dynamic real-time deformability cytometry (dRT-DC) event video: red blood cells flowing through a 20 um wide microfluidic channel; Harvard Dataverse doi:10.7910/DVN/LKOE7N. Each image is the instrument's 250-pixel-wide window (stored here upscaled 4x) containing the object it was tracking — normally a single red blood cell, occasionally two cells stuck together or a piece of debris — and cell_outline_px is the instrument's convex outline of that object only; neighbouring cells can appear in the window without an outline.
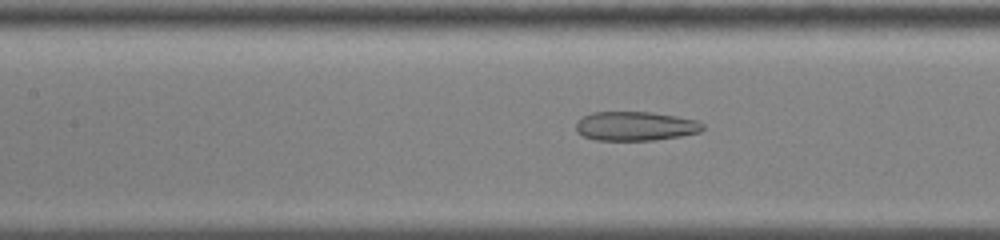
{"species": "common noctule bat (a hibernating species)", "species_latin": "Nyctalus noctula", "temperature_condition": "cold", "stored_images_in_passage": 57, "camera_frame_rate_fps": 3000, "um_per_image_px": 0.085, "animal": {"sex": "male", "body_mass_g": 13.0, "forearm_length_mm": 53.1}, "frame": {"image": 1, "passage_image": 27, "time_ms": 8.667, "image_size_px": [1000, 240], "cell_outline_px": [[704, 128], [700, 132], [680, 136], [652, 140], [596, 140], [584, 136], [576, 132], [576, 124], [584, 116], [592, 112], [652, 112], [676, 116], [696, 120], [704, 124]], "centroid_in_image_um": [54.02, 10.72], "position_along_channel_um": 153.4, "area_um2": 21.44}}
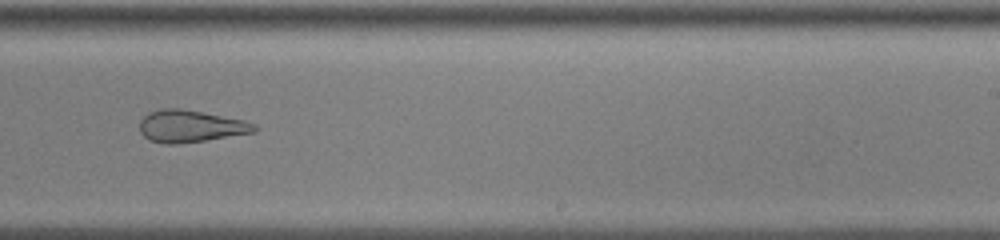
{"frame": {"image": 2, "passage_image": 37, "time_ms": 12.0, "image_size_px": [1000, 240], "cell_outline_px": [[260, 128], [256, 132], [204, 140], [176, 144], [164, 144], [148, 140], [140, 132], [140, 120], [148, 112], [160, 108], [180, 108], [244, 120], [256, 124]], "centroid_in_image_um": [16.18, 10.72], "position_along_channel_um": 272.8, "area_um2": 21.56}}
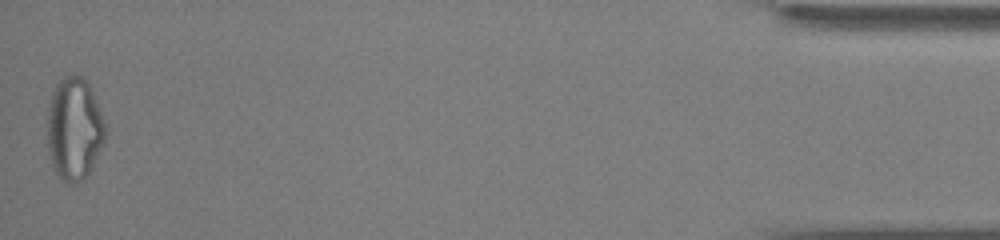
{"frame": {"image": 3, "passage_image": 57, "time_ms": 18.667, "image_size_px": [1000, 240], "cell_outline_px": [[108, 128], [104, 144], [84, 180], [72, 184], [64, 184], [60, 180], [52, 164], [48, 152], [48, 104], [52, 92], [56, 84], [64, 76], [72, 72], [80, 76], [88, 84], [92, 92]], "centroid_in_image_um": [6.32, 10.96], "position_along_channel_um": 428.9, "area_um2": 35.08}, "authors_computed_cell_mechanics": {"area_um2": 29.2468, "velocity_mm_per_s": 3.5982, "shape_relaxation_time_tau1_ms": null, "shape_relaxation_time_tau2_ms": 2.324, "deformation_change_tau1": null, "deformation_change_tau2": 0.122}}